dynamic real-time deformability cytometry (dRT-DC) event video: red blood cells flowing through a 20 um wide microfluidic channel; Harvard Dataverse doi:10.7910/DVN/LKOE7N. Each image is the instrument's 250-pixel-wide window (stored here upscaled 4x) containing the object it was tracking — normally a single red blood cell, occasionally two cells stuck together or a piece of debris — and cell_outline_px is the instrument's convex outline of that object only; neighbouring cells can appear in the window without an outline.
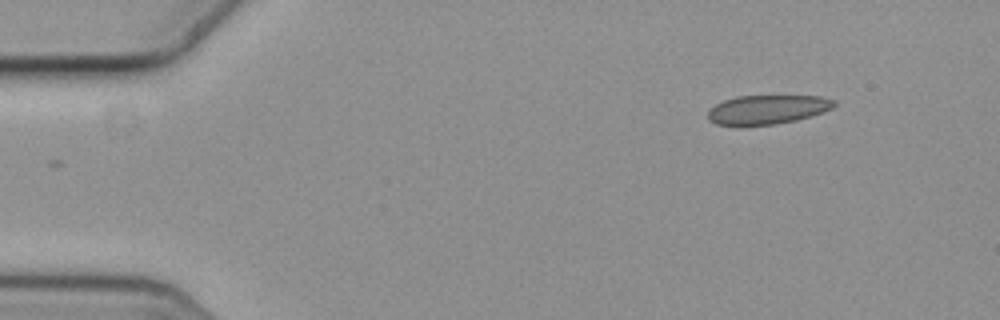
{"species": "common noctule bat (a hibernating species)", "species_latin": "Nyctalus noctula", "temperature_condition": "cold", "stored_images_in_passage": 51, "camera_frame_rate_fps": 3000, "um_per_image_px": 0.085, "animal": {"sex": "female", "body_mass_g": 19.3, "forearm_length_mm": 54.1}, "frame": {"image": 1, "passage_image": 1, "time_ms": 0.0, "image_size_px": [1000, 320], "cell_outline_px": [[836, 104], [832, 108], [796, 120], [776, 124], [736, 128], [716, 124], [708, 120], [708, 112], [716, 104], [724, 100], [736, 96], [820, 96], [836, 100]], "centroid_in_image_um": [65.15, 9.34], "position_along_channel_um": 19.8, "area_um2": 21.79}}
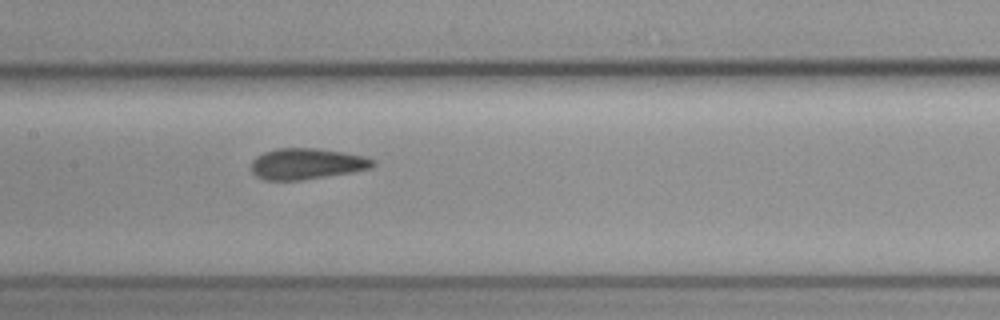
{"frame": {"image": 2, "passage_image": 22, "time_ms": 7.0, "image_size_px": [1000, 320], "cell_outline_px": [[376, 164], [372, 168], [352, 172], [300, 180], [264, 180], [256, 176], [252, 172], [252, 160], [256, 156], [264, 152], [276, 148], [316, 148], [344, 152], [364, 156], [376, 160]], "centroid_in_image_um": [26.08, 13.91], "position_along_channel_um": 181.3, "area_um2": 22.08}}
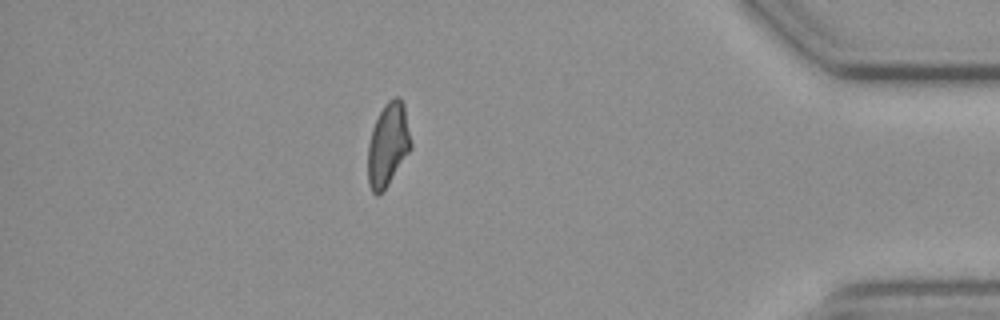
{"frame": {"image": 3, "passage_image": 44, "time_ms": 14.333, "image_size_px": [1000, 320], "cell_outline_px": [[412, 148], [388, 184], [376, 196], [372, 192], [368, 184], [368, 144], [372, 128], [384, 104], [388, 100], [396, 96], [400, 96], [404, 104], [412, 144]], "centroid_in_image_um": [32.98, 12.27], "position_along_channel_um": 402.2, "area_um2": 20.87}, "authors_computed_cell_mechanics": {"area_um2": 21.9062, "velocity_mm_per_s": 3.6252, "shape_relaxation_time_tau1_ms": null, "shape_relaxation_time_tau2_ms": 1.7562, "deformation_change_tau1": null, "deformation_change_tau2": 0.0452}}